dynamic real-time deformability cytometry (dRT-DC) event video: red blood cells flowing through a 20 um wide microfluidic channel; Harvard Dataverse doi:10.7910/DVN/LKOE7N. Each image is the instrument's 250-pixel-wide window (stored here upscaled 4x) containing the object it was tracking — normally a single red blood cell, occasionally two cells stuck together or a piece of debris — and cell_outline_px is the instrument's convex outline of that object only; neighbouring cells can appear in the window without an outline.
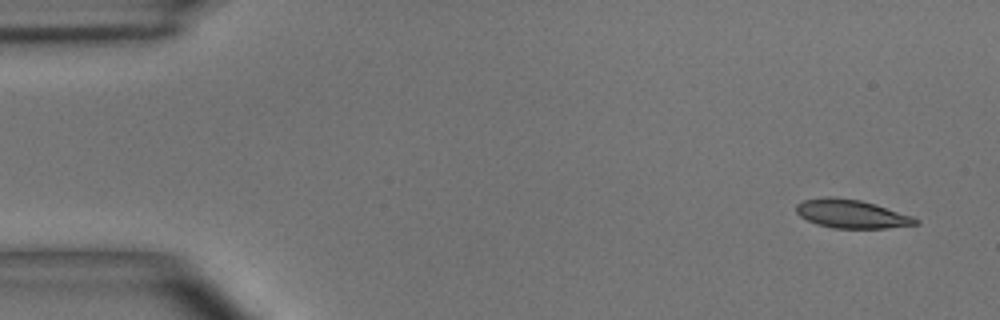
{"species": "common noctule bat (a hibernating species)", "species_latin": "Nyctalus noctula", "temperature_condition": "room temperature", "stored_images_in_passage": 6, "camera_frame_rate_fps": 3000, "um_per_image_px": 0.085, "animal": {"sex": "male", "body_mass_g": 15.6}, "frame": {"image": 1, "passage_image": 1, "time_ms": 0.0, "image_size_px": [1000, 320], "cell_outline_px": [[920, 224], [888, 228], [832, 228], [816, 224], [800, 216], [796, 212], [796, 204], [804, 200], [828, 196], [832, 196], [860, 200], [876, 204], [912, 216], [920, 220]], "centroid_in_image_um": [72.39, 18.18], "position_along_channel_um": 12.6, "area_um2": 19.94}}
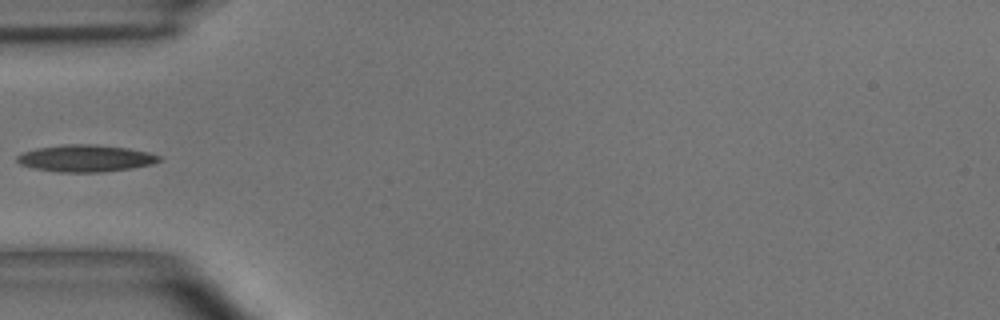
{"frame": {"image": 2, "passage_image": 5, "time_ms": 4.667, "image_size_px": [1000, 320], "cell_outline_px": [[160, 160], [152, 164], [132, 168], [104, 172], [56, 172], [36, 168], [20, 164], [16, 160], [16, 156], [24, 152], [36, 148], [64, 144], [96, 144], [128, 148], [148, 152], [160, 156]], "centroid_in_image_um": [7.27, 13.45], "position_along_channel_um": 77.7, "area_um2": 22.31}}
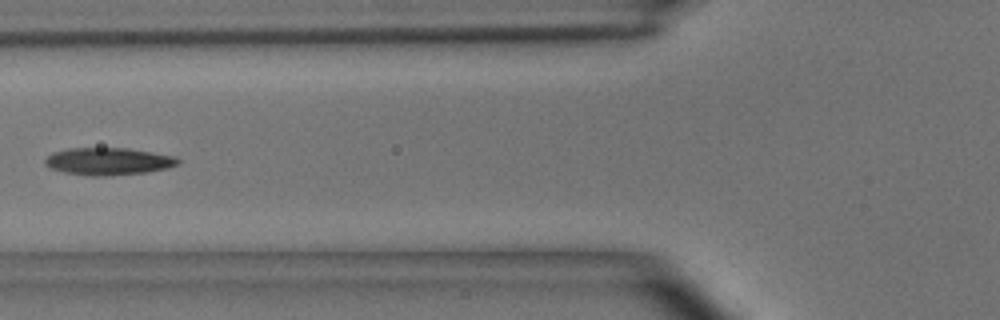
{"frame": {"image": 3, "passage_image": 6, "time_ms": 5.667, "image_size_px": [1000, 320], "cell_outline_px": [[180, 164], [168, 168], [144, 172], [104, 176], [88, 176], [64, 172], [52, 168], [44, 164], [44, 160], [52, 152], [68, 148], [128, 148], [176, 156], [180, 160]], "centroid_in_image_um": [9.22, 13.71], "position_along_channel_um": 116.6, "area_um2": 21.21}}